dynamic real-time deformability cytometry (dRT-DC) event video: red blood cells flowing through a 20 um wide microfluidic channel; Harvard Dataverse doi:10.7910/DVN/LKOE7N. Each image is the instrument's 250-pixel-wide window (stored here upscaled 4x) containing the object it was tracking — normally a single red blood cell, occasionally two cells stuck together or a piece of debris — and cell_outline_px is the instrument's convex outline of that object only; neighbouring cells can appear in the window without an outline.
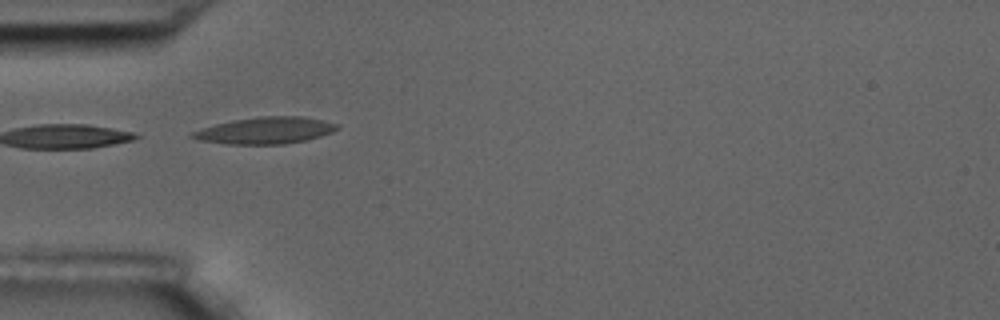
{"species": "common noctule bat (a hibernating species)", "species_latin": "Nyctalus noctula", "temperature_condition": "room temperature", "stored_images_in_passage": 7, "camera_frame_rate_fps": 3000, "um_per_image_px": 0.085, "animal": {"sex": "male", "body_mass_g": 17.5, "forearm_length_mm": 52.3}, "frame": {"image": 1, "passage_image": 5, "time_ms": 4.667, "image_size_px": [1000, 320], "cell_outline_px": [[340, 128], [332, 132], [320, 136], [304, 140], [284, 144], [224, 144], [200, 140], [188, 136], [192, 132], [216, 124], [232, 120], [260, 116], [300, 116], [324, 120], [340, 124]], "centroid_in_image_um": [22.58, 11.08], "position_along_channel_um": 62.4, "area_um2": 22.48}}